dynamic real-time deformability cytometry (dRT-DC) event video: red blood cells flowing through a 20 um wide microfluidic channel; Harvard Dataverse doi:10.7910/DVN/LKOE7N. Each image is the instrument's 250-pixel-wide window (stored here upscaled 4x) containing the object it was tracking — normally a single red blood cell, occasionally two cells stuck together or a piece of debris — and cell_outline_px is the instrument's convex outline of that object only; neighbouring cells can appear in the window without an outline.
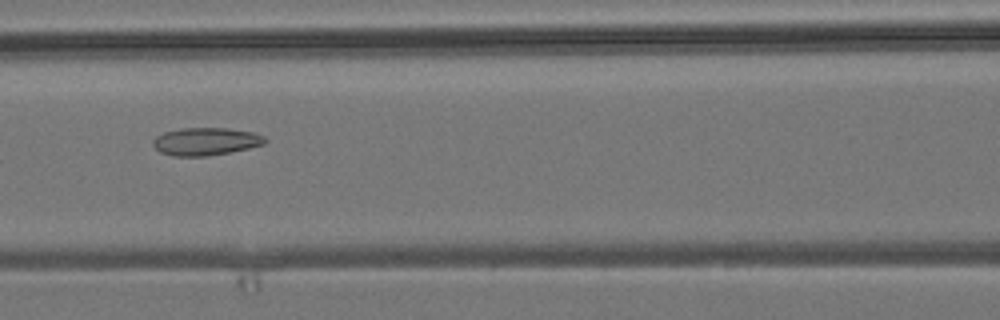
{"species": "common noctule bat (a hibernating species)", "species_latin": "Nyctalus noctula", "temperature_condition": "room temperature", "stored_images_in_passage": 10, "camera_frame_rate_fps": 3000, "um_per_image_px": 0.085, "animal": {"sex": "male", "body_mass_g": 19.2, "forearm_length_mm": 51.8}, "frame": {"image": 1, "passage_image": 7, "time_ms": 7.0, "image_size_px": [1000, 320], "cell_outline_px": [[268, 140], [264, 144], [232, 152], [208, 156], [172, 156], [160, 152], [152, 144], [152, 140], [156, 136], [164, 132], [180, 128], [228, 128], [252, 132], [264, 136]], "centroid_in_image_um": [17.48, 12.02], "position_along_channel_um": 149.1, "area_um2": 18.21}}
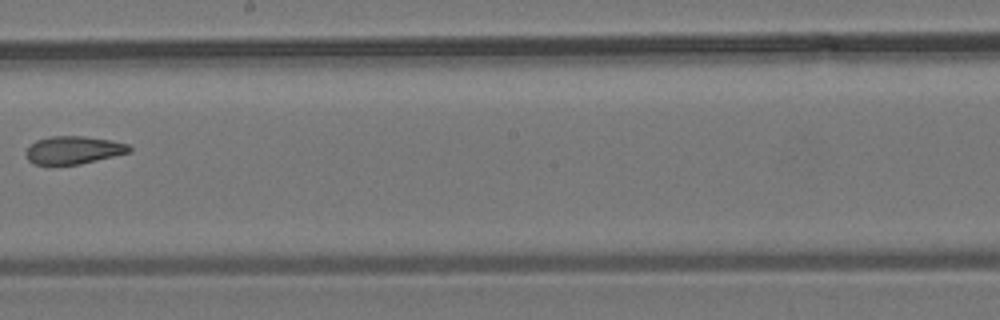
{"frame": {"image": 2, "passage_image": 9, "time_ms": 9.333, "image_size_px": [1000, 320], "cell_outline_px": [[132, 152], [80, 164], [36, 164], [28, 160], [24, 152], [36, 140], [52, 136], [84, 136], [112, 140], [128, 144], [132, 148]], "centroid_in_image_um": [6.28, 12.75], "position_along_channel_um": 241.9, "area_um2": 16.76}}
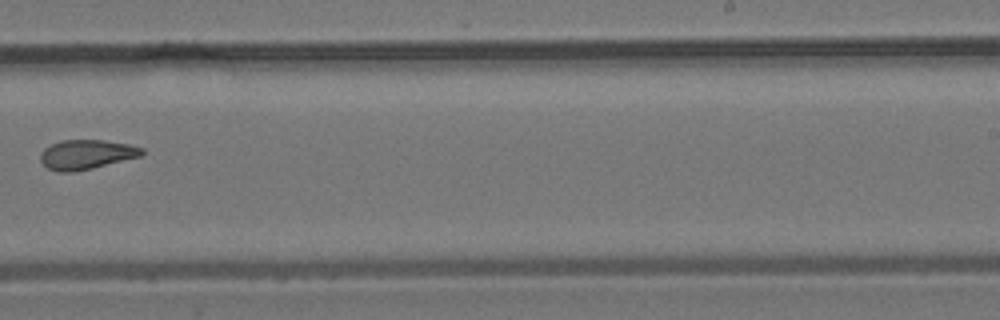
{"frame": {"image": 3, "passage_image": 10, "time_ms": 10.333, "image_size_px": [1000, 320], "cell_outline_px": [[144, 152], [140, 156], [92, 168], [72, 172], [60, 172], [48, 168], [40, 160], [40, 152], [44, 148], [60, 140], [104, 140], [128, 144], [144, 148]], "centroid_in_image_um": [7.32, 13.12], "position_along_channel_um": 281.7, "area_um2": 17.34}}